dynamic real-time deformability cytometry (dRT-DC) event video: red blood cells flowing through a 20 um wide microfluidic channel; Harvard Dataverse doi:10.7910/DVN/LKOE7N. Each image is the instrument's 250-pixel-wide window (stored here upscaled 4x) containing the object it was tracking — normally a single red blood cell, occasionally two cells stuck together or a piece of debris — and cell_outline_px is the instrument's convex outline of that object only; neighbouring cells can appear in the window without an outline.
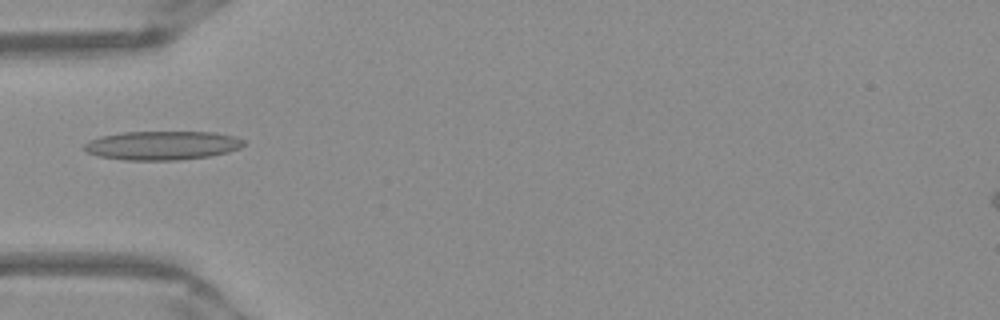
{"species": "Egyptian fruit bat (a non-hibernating species)", "species_latin": "Rousettus aegyptiacus", "temperature_condition": "warm", "stored_images_in_passage": 13, "camera_frame_rate_fps": 3000, "um_per_image_px": 0.085, "frame": {"image": 1, "passage_image": 1, "time_ms": 0.0, "image_size_px": [1000, 320], "cell_outline_px": [[244, 144], [240, 148], [228, 152], [212, 156], [176, 160], [124, 160], [96, 156], [88, 152], [84, 148], [84, 144], [100, 136], [124, 132], [212, 132], [236, 136], [244, 140]], "centroid_in_image_um": [13.81, 12.36], "position_along_channel_um": 71.2, "area_um2": 26.88}}
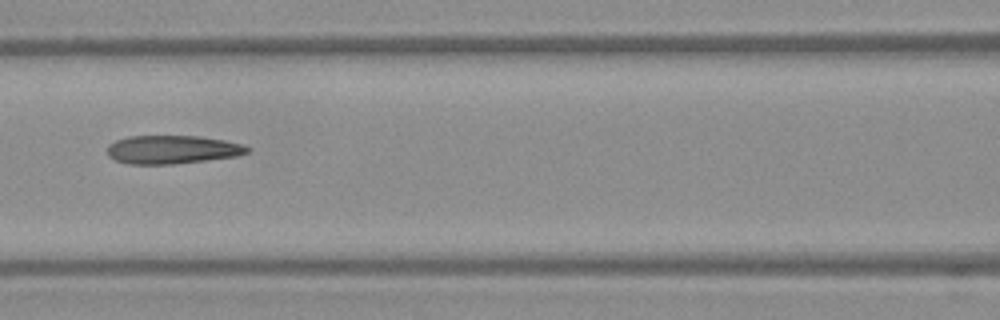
{"frame": {"image": 2, "passage_image": 7, "time_ms": 2.0, "image_size_px": [1000, 320], "cell_outline_px": [[252, 148], [248, 152], [236, 156], [172, 164], [128, 164], [116, 160], [108, 156], [108, 144], [116, 140], [128, 136], [200, 136], [224, 140], [244, 144]], "centroid_in_image_um": [14.65, 12.7], "position_along_channel_um": 152.0, "area_um2": 23.18}}
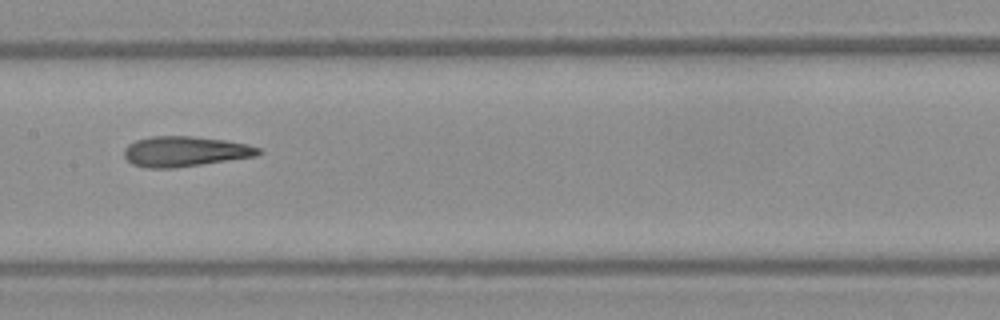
{"frame": {"image": 3, "passage_image": 10, "time_ms": 3.0, "image_size_px": [1000, 320], "cell_outline_px": [[264, 152], [256, 156], [176, 168], [144, 168], [132, 164], [124, 156], [124, 148], [128, 144], [136, 140], [152, 136], [192, 136], [224, 140], [248, 144], [260, 148]], "centroid_in_image_um": [15.72, 12.88], "position_along_channel_um": 191.7, "area_um2": 23.81}}